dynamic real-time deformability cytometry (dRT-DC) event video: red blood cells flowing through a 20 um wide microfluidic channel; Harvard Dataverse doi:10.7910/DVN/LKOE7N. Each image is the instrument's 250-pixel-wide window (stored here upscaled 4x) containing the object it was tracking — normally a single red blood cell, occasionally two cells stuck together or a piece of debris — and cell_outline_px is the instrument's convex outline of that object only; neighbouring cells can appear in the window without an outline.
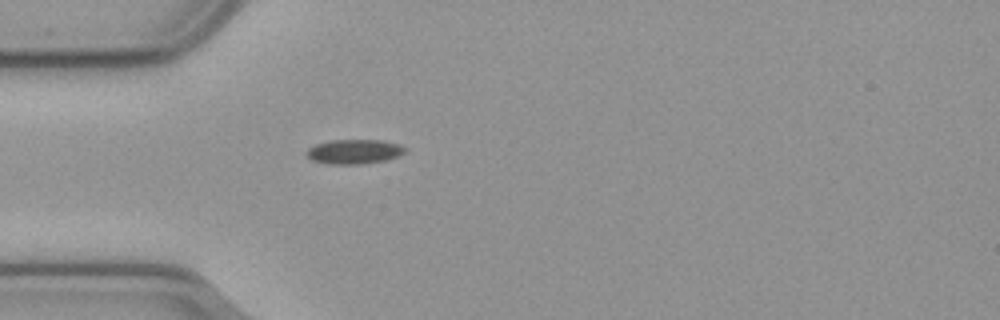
{"species": "common noctule bat (a hibernating species)", "species_latin": "Nyctalus noctula", "temperature_condition": "cold", "stored_images_in_passage": 41, "camera_frame_rate_fps": 3000, "um_per_image_px": 0.085, "animal": {"sex": "male", "body_mass_g": 23.1, "forearm_length_mm": 52.7}, "frame": {"image": 1, "passage_image": 1, "time_ms": 0.0, "image_size_px": [1000, 320], "cell_outline_px": [[408, 148], [404, 152], [396, 156], [384, 160], [360, 164], [328, 164], [312, 160], [308, 156], [308, 148], [316, 144], [332, 140], [384, 140], [400, 144]], "centroid_in_image_um": [30.13, 12.88], "position_along_channel_um": 54.9, "area_um2": 13.93}}
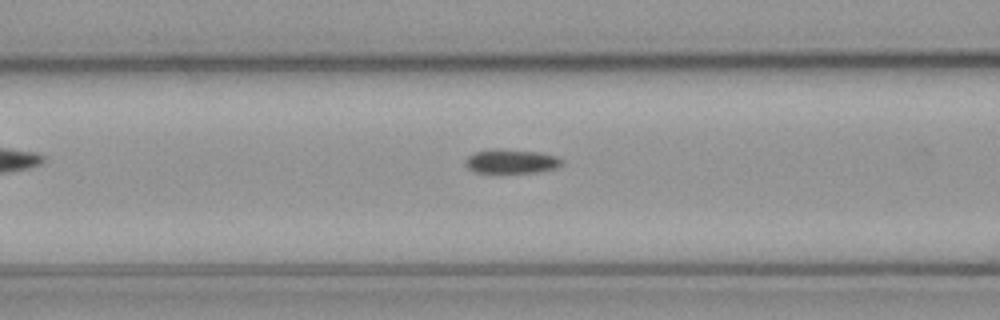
{"frame": {"image": 2, "passage_image": 7, "time_ms": 2.0, "image_size_px": [1000, 320], "cell_outline_px": [[564, 160], [556, 168], [536, 172], [476, 172], [468, 168], [468, 156], [476, 152], [492, 148], [496, 148], [540, 152], [556, 156]], "centroid_in_image_um": [43.5, 13.69], "position_along_channel_um": 123.1, "area_um2": 13.29}}
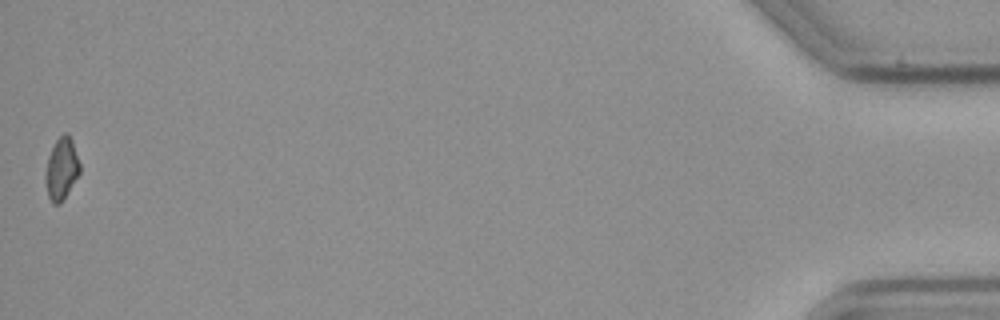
{"frame": {"image": 3, "passage_image": 41, "time_ms": 13.333, "image_size_px": [1000, 320], "cell_outline_px": [[80, 172], [60, 204], [52, 204], [48, 196], [44, 180], [44, 176], [48, 156], [56, 140], [64, 132], [68, 132], [72, 140], [80, 164]], "centroid_in_image_um": [5.21, 14.34], "position_along_channel_um": 430.0, "area_um2": 12.43}}